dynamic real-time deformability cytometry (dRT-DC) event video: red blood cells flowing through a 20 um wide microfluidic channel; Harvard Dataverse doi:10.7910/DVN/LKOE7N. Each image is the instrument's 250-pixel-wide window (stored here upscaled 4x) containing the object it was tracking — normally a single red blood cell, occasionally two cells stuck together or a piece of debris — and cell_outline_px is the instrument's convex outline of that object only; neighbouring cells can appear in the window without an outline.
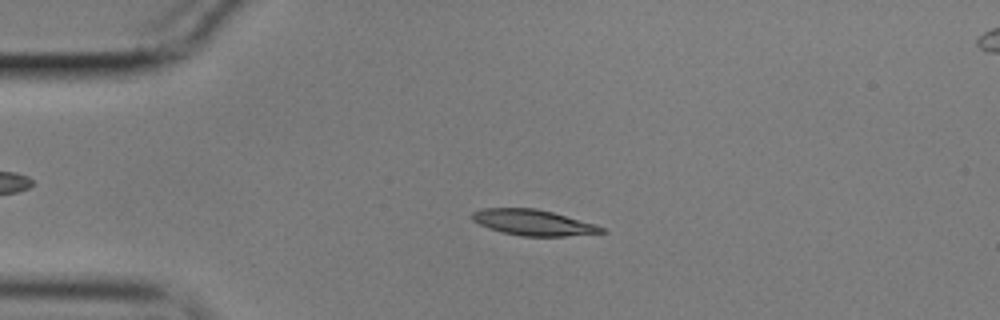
{"species": "common noctule bat (a hibernating species)", "species_latin": "Nyctalus noctula", "temperature_condition": "cold", "stored_images_in_passage": 56, "camera_frame_rate_fps": 3000, "um_per_image_px": 0.085, "animal": {"sex": "male", "body_mass_g": 17.9}, "frame": {"image": 1, "passage_image": 12, "time_ms": 3.667, "image_size_px": [1000, 320], "cell_outline_px": [[608, 232], [564, 236], [520, 236], [500, 232], [488, 228], [472, 220], [468, 216], [472, 212], [480, 208], [536, 208], [552, 212], [596, 224], [604, 228]], "centroid_in_image_um": [45.27, 18.91], "position_along_channel_um": 39.7, "area_um2": 19.59}}
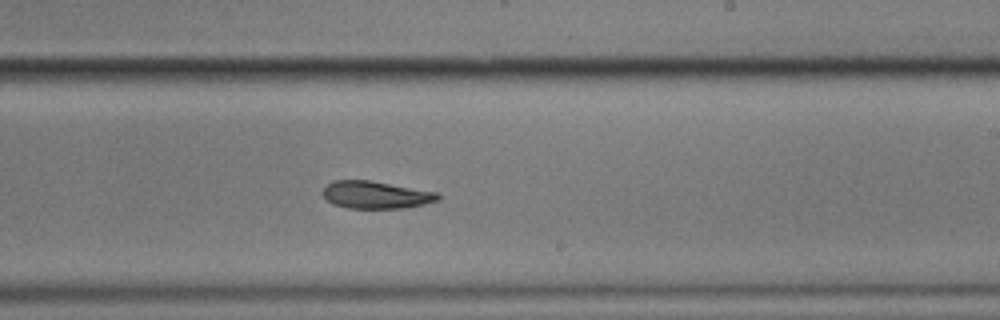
{"frame": {"image": 2, "passage_image": 33, "time_ms": 10.667, "image_size_px": [1000, 320], "cell_outline_px": [[440, 200], [424, 204], [404, 208], [348, 208], [332, 204], [320, 192], [332, 180], [372, 180], [440, 192]], "centroid_in_image_um": [31.98, 16.55], "position_along_channel_um": 257.0, "area_um2": 18.73}}
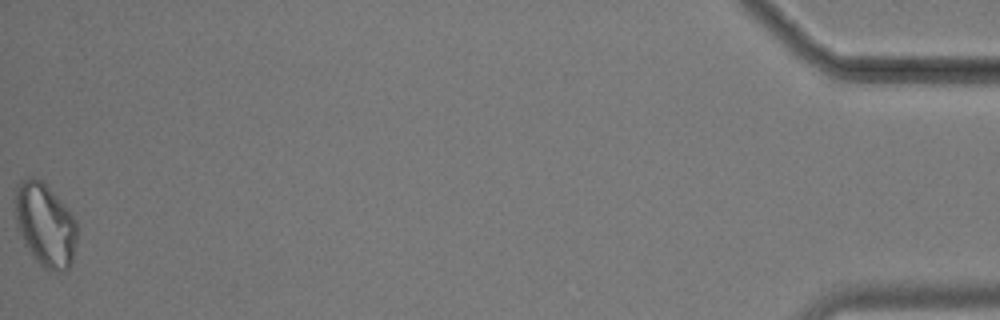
{"frame": {"image": 3, "passage_image": 56, "time_ms": 18.333, "image_size_px": [1000, 320], "cell_outline_px": [[76, 240], [72, 260], [68, 268], [64, 272], [48, 272], [36, 260], [24, 244], [20, 236], [16, 220], [12, 200], [16, 184], [24, 176], [32, 176], [44, 180], [68, 208], [76, 220]], "centroid_in_image_um": [3.8, 19.04], "position_along_channel_um": 431.4, "area_um2": 31.04}, "authors_computed_cell_mechanics": {"area_um2": 19.5075, "velocity_mm_per_s": 3.5165, "shape_relaxation_time_tau1_ms": 7.3231, "shape_relaxation_time_tau2_ms": null, "deformation_change_tau1": 0.1702, "deformation_change_tau2": null}}